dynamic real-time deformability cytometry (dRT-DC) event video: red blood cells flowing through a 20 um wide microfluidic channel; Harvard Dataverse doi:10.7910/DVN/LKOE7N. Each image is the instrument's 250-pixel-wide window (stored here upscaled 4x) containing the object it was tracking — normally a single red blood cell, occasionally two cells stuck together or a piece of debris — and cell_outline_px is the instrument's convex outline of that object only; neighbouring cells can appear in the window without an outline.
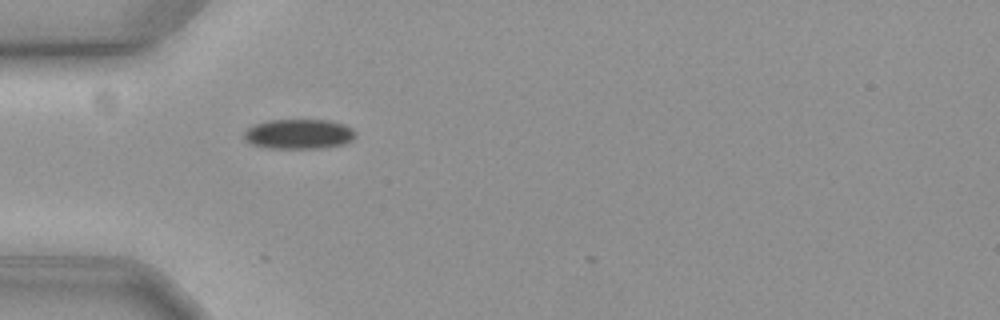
{"species": "common noctule bat (a hibernating species)", "species_latin": "Nyctalus noctula", "temperature_condition": "cold", "stored_images_in_passage": 5, "camera_frame_rate_fps": 3000, "um_per_image_px": 0.085, "animal": {"sex": "female", "body_mass_g": 19.3, "forearm_length_mm": 54.1}, "frame": {"image": 1, "passage_image": 1, "time_ms": 0.0, "image_size_px": [1000, 320], "cell_outline_px": [[356, 136], [352, 140], [344, 144], [316, 148], [268, 148], [252, 144], [244, 140], [244, 132], [252, 124], [268, 120], [332, 120], [344, 124], [352, 128], [356, 132]], "centroid_in_image_um": [25.4, 11.38], "position_along_channel_um": 59.6, "area_um2": 19.54}}